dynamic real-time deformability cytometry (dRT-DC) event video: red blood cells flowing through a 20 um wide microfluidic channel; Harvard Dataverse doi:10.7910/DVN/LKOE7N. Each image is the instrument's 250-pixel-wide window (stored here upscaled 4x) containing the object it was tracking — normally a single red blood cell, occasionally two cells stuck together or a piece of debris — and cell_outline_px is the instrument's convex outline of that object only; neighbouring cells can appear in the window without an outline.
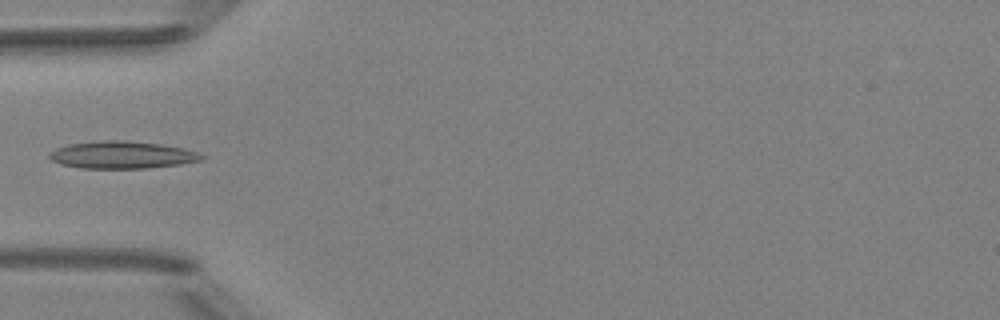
{"species": "Egyptian fruit bat (a non-hibernating species)", "species_latin": "Rousettus aegyptiacus", "temperature_condition": "room temperature", "stored_images_in_passage": 1, "camera_frame_rate_fps": 3000, "um_per_image_px": 0.085, "animal": {"sex": "female"}, "frame": {"image": 1, "passage_image": 1, "time_ms": 0.0, "image_size_px": [1000, 320], "cell_outline_px": [[204, 156], [200, 160], [180, 164], [148, 168], [80, 168], [60, 164], [52, 160], [48, 156], [48, 152], [56, 148], [68, 144], [104, 140], [124, 140], [160, 144], [184, 148], [196, 152]], "centroid_in_image_um": [10.32, 13.16], "position_along_channel_um": 74.7, "area_um2": 24.16}}